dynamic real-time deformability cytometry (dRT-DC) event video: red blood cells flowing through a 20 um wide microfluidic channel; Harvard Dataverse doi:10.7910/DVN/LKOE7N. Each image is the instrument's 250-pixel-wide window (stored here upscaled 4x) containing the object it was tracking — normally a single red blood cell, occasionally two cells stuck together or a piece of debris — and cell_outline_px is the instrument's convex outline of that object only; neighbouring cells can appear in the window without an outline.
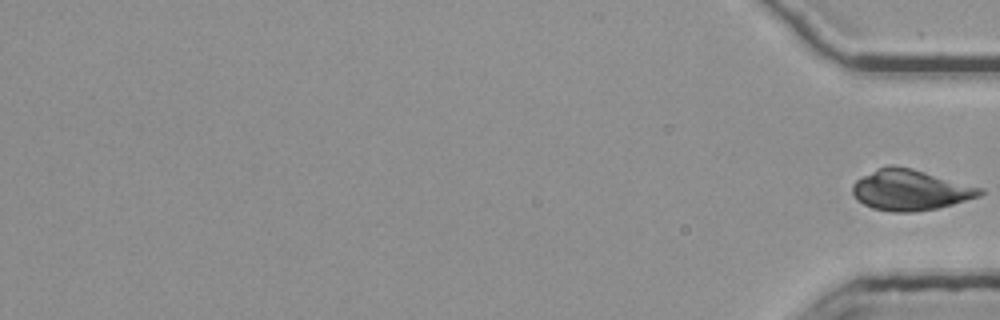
{"species": "common noctule bat (a hibernating species)", "species_latin": "Nyctalus noctula", "temperature_condition": "room temperature", "stored_images_in_passage": 46, "segment_of_instrument_passage": [2, 2], "camera_frame_rate_fps": 3000, "um_per_image_px": 0.085, "animal": {"sex": "female", "body_mass_g": 25.1}, "frame": {"image": 1, "passage_image": 46, "time_ms": 15.0, "image_size_px": [1000, 320], "cell_outline_px": [[984, 192], [980, 196], [952, 204], [936, 208], [912, 212], [892, 212], [872, 208], [864, 204], [852, 192], [852, 184], [860, 176], [876, 168], [888, 164], [892, 164], [912, 168], [984, 188]], "centroid_in_image_um": [77.36, 16.12], "position_along_channel_um": 357.8, "area_um2": 30.35}}